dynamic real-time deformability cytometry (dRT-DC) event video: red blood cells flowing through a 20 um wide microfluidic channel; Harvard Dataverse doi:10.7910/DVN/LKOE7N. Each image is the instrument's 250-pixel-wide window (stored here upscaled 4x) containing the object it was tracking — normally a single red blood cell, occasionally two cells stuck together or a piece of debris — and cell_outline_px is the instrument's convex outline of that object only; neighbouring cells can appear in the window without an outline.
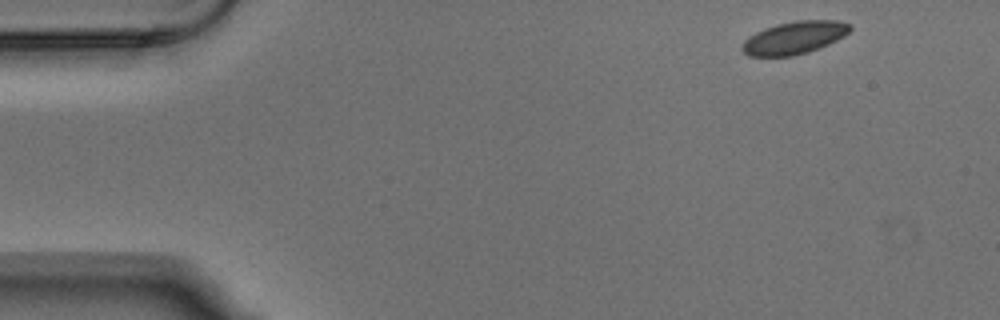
{"species": "Egyptian fruit bat (a non-hibernating species)", "species_latin": "Rousettus aegyptiacus", "temperature_condition": "warm", "stored_images_in_passage": 2, "camera_frame_rate_fps": 3000, "um_per_image_px": 0.085, "animal": {"sex": "male"}, "frame": {"image": 1, "passage_image": 1, "time_ms": 0.0, "image_size_px": [1000, 320], "cell_outline_px": [[852, 28], [844, 36], [828, 44], [808, 52], [792, 56], [748, 56], [740, 48], [744, 40], [756, 32], [764, 28], [776, 24], [796, 20], [836, 20], [852, 24]], "centroid_in_image_um": [67.51, 3.2], "position_along_channel_um": 17.5, "area_um2": 20.58}}